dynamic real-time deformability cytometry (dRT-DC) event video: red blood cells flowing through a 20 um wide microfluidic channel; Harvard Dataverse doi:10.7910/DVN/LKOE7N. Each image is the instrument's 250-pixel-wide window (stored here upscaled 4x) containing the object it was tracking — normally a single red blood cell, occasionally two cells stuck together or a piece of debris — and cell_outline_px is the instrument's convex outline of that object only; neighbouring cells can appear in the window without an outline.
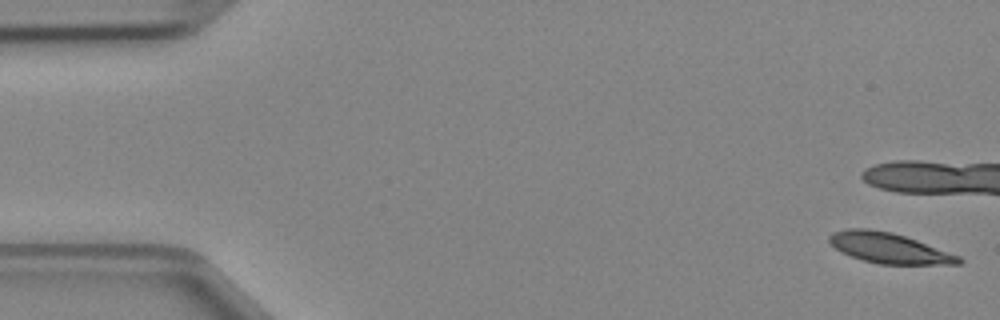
{"species": "Egyptian fruit bat (a non-hibernating species)", "species_latin": "Rousettus aegyptiacus", "temperature_condition": "cold", "stored_images_in_passage": 10, "camera_frame_rate_fps": 3000, "um_per_image_px": 0.085, "animal": {"sex": "female"}, "frame": {"image": 1, "passage_image": 1, "time_ms": 0.0, "image_size_px": [1000, 320], "cell_outline_px": [[964, 260], [960, 264], [880, 264], [864, 260], [840, 252], [828, 240], [828, 236], [832, 232], [848, 228], [868, 228], [892, 232], [916, 240], [960, 256]], "centroid_in_image_um": [75.55, 21.07], "position_along_channel_um": 9.5, "area_um2": 22.77}}